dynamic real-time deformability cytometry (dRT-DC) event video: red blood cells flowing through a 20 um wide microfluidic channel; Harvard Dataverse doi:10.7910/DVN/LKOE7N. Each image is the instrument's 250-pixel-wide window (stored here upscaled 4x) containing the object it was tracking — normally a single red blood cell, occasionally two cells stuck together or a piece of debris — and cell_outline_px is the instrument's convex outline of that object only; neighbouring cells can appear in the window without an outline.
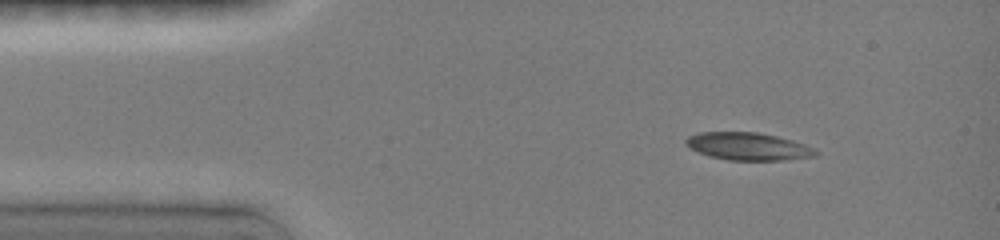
{"species": "common noctule bat (a hibernating species)", "species_latin": "Nyctalus noctula", "temperature_condition": "room temperature", "stored_images_in_passage": 36, "camera_frame_rate_fps": 3000, "um_per_image_px": 0.085, "animal": {"sex": "female", "body_mass_g": 19.0, "forearm_length_mm": 51.5}, "frame": {"image": 1, "passage_image": 1, "time_ms": 0.0, "image_size_px": [1000, 240], "cell_outline_px": [[820, 152], [816, 156], [784, 160], [728, 160], [708, 156], [684, 144], [684, 140], [688, 136], [700, 132], [760, 132], [792, 140], [816, 148]], "centroid_in_image_um": [63.62, 12.44], "position_along_channel_um": 21.4, "area_um2": 20.98}}
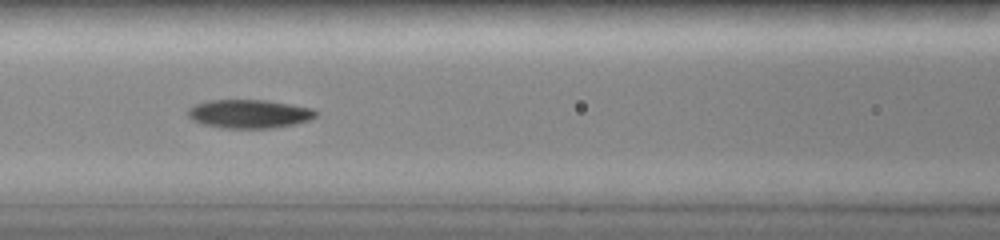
{"frame": {"image": 2, "passage_image": 14, "time_ms": 4.667, "image_size_px": [1000, 240], "cell_outline_px": [[316, 116], [312, 120], [296, 124], [276, 128], [220, 128], [204, 124], [192, 120], [188, 116], [188, 108], [196, 104], [212, 100], [264, 100], [312, 108], [316, 112]], "centroid_in_image_um": [21.2, 9.69], "position_along_channel_um": 145.4, "area_um2": 21.33}}
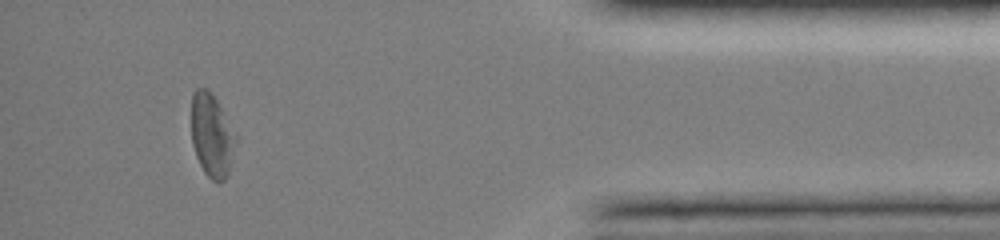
{"frame": {"image": 3, "passage_image": 33, "time_ms": 12.333, "image_size_px": [1000, 240], "cell_outline_px": [[236, 140], [228, 172], [224, 180], [212, 180], [204, 172], [196, 156], [192, 144], [192, 92], [196, 88], [204, 88], [212, 92], [236, 132]], "centroid_in_image_um": [18.0, 11.46], "position_along_channel_um": 417.2, "area_um2": 21.39}, "authors_computed_cell_mechanics": {"area_um2": 21.386, "velocity_mm_per_s": 4.0061, "shape_relaxation_time_tau1_ms": 6.317, "shape_relaxation_time_tau2_ms": null, "deformation_change_tau1": 0.1649, "deformation_change_tau2": null}}